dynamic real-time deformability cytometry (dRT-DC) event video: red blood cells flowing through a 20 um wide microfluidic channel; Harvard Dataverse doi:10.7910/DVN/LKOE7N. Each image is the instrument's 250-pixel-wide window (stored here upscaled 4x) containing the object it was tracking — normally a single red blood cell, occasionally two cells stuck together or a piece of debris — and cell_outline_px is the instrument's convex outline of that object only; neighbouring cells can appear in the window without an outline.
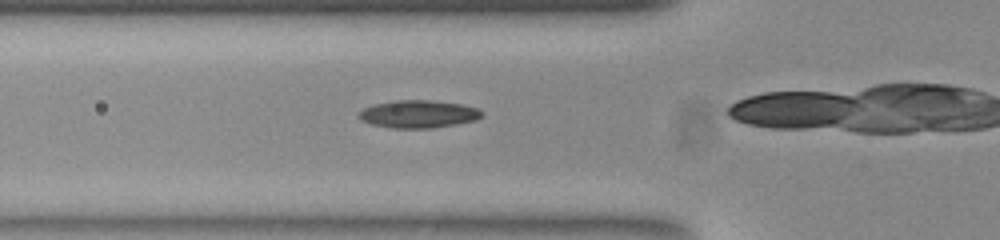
{"species": "common noctule bat (a hibernating species)", "species_latin": "Nyctalus noctula", "temperature_condition": "room temperature", "stored_images_in_passage": 32, "camera_frame_rate_fps": 3000, "um_per_image_px": 0.085, "animal": {"sex": "female", "body_mass_g": 23.0, "forearm_length_mm": 53.4}, "frame": {"image": 1, "passage_image": 9, "time_ms": 2.667, "image_size_px": [1000, 240], "cell_outline_px": [[484, 116], [476, 120], [432, 128], [392, 128], [372, 124], [360, 120], [360, 112], [364, 108], [372, 104], [396, 100], [432, 100], [460, 104], [476, 108], [484, 112]], "centroid_in_image_um": [35.57, 9.69], "position_along_channel_um": 90.2, "area_um2": 19.77}}
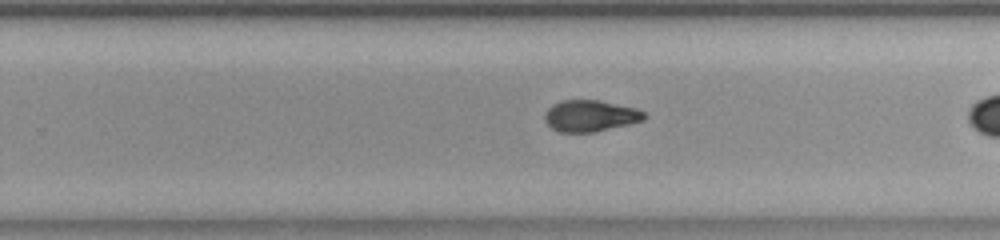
{"frame": {"image": 2, "passage_image": 24, "time_ms": 7.667, "image_size_px": [1000, 240], "cell_outline_px": [[644, 120], [628, 124], [592, 132], [560, 132], [552, 128], [544, 120], [544, 116], [548, 108], [552, 104], [560, 100], [600, 100], [636, 108], [644, 112]], "centroid_in_image_um": [50.14, 9.83], "position_along_channel_um": 279.7, "area_um2": 18.09}}
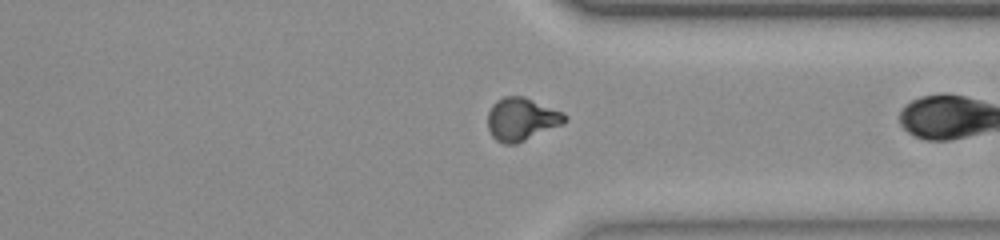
{"frame": {"image": 3, "passage_image": 31, "time_ms": 10.0, "image_size_px": [1000, 240], "cell_outline_px": [[568, 120], [564, 124], [516, 144], [504, 144], [496, 140], [492, 136], [488, 128], [488, 112], [492, 104], [496, 100], [504, 96], [524, 96], [564, 112], [568, 116]], "centroid_in_image_um": [44.36, 10.12], "position_along_channel_um": 367.0, "area_um2": 19.54}}